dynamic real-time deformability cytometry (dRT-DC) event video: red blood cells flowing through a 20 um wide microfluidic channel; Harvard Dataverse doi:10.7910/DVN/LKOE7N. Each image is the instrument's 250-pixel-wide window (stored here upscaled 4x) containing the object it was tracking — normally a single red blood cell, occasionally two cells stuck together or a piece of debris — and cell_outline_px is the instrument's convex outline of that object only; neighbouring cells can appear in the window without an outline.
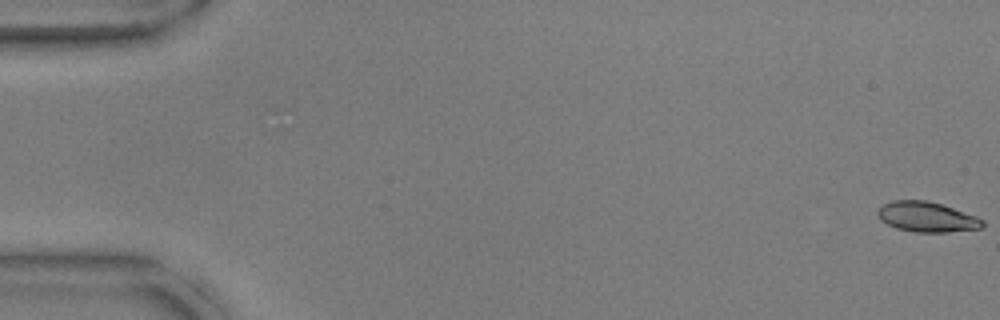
{"species": "common noctule bat (a hibernating species)", "species_latin": "Nyctalus noctula", "temperature_condition": "warm", "stored_images_in_passage": 54, "camera_frame_rate_fps": 3000, "um_per_image_px": 0.085, "animal": {"sex": "male", "body_mass_g": 17.9, "forearm_length_mm": 54.2}, "frame": {"image": 1, "passage_image": 1, "time_ms": 0.0, "image_size_px": [1000, 320], "cell_outline_px": [[984, 224], [980, 228], [948, 232], [916, 232], [896, 228], [880, 220], [876, 216], [876, 212], [884, 204], [892, 200], [928, 200], [976, 216], [984, 220]], "centroid_in_image_um": [78.75, 18.44], "position_along_channel_um": 6.3, "area_um2": 18.32}}
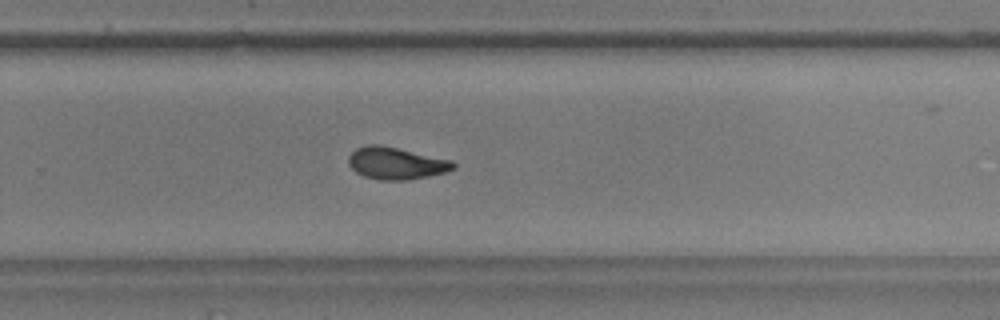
{"frame": {"image": 2, "passage_image": 36, "time_ms": 11.667, "image_size_px": [1000, 320], "cell_outline_px": [[456, 168], [444, 172], [428, 176], [408, 180], [380, 180], [364, 176], [356, 172], [348, 164], [348, 156], [356, 148], [368, 144], [380, 144], [452, 160], [456, 164]], "centroid_in_image_um": [33.65, 13.87], "position_along_channel_um": 296.1, "area_um2": 19.65}}
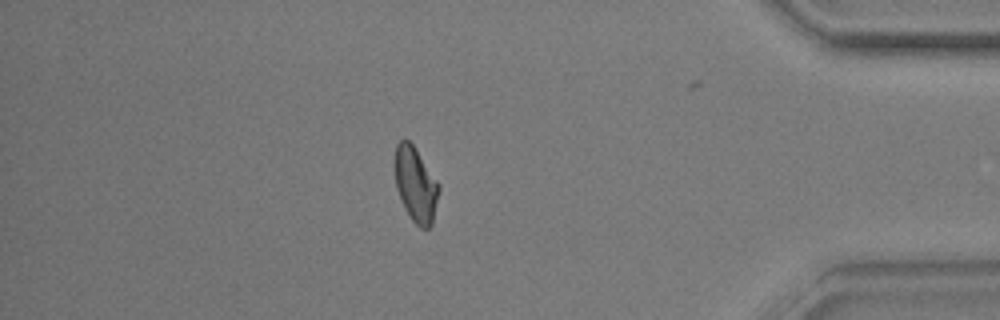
{"frame": {"image": 3, "passage_image": 47, "time_ms": 15.333, "image_size_px": [1000, 320], "cell_outline_px": [[440, 188], [432, 224], [428, 228], [420, 228], [412, 220], [404, 208], [396, 188], [392, 164], [396, 144], [400, 140], [408, 140], [412, 144], [440, 184]], "centroid_in_image_um": [35.29, 15.66], "position_along_channel_um": 399.9, "area_um2": 19.54}, "authors_computed_cell_mechanics": {"area_um2": 19.4497, "velocity_mm_per_s": 3.7997, "shape_relaxation_time_tau1_ms": 4.0423, "shape_relaxation_time_tau2_ms": 2.4863, "deformation_change_tau1": 0.1261, "deformation_change_tau2": 0.0711}}